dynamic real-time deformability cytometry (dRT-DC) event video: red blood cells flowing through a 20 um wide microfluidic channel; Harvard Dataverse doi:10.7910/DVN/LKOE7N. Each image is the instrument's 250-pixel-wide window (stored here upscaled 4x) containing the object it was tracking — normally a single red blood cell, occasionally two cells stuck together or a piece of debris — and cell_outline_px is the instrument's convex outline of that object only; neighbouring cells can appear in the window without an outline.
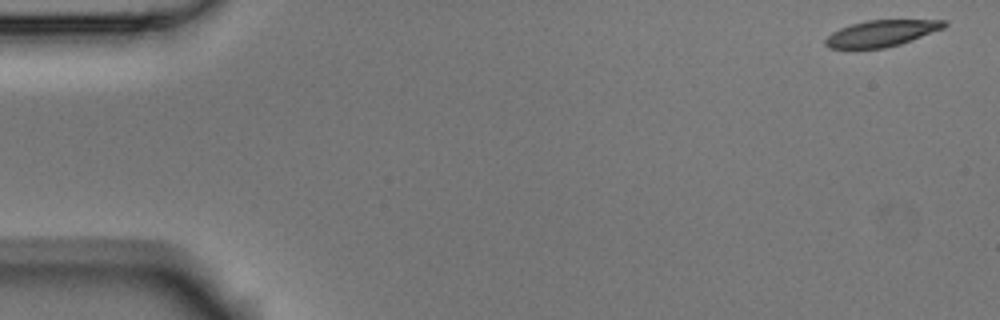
{"species": "Egyptian fruit bat (a non-hibernating species)", "species_latin": "Rousettus aegyptiacus", "temperature_condition": "room temperature", "stored_images_in_passage": 6, "segment_of_instrument_passage": [1, 2], "camera_frame_rate_fps": 3000, "um_per_image_px": 0.085, "animal": {"sex": "male"}, "frame": {"image": 1, "passage_image": 1, "time_ms": 0.0, "image_size_px": [1000, 320], "cell_outline_px": [[948, 24], [944, 28], [912, 40], [900, 44], [884, 48], [828, 48], [824, 44], [824, 40], [832, 32], [840, 28], [852, 24], [868, 20], [944, 20]], "centroid_in_image_um": [74.92, 2.83], "position_along_channel_um": 10.1, "area_um2": 18.09}}
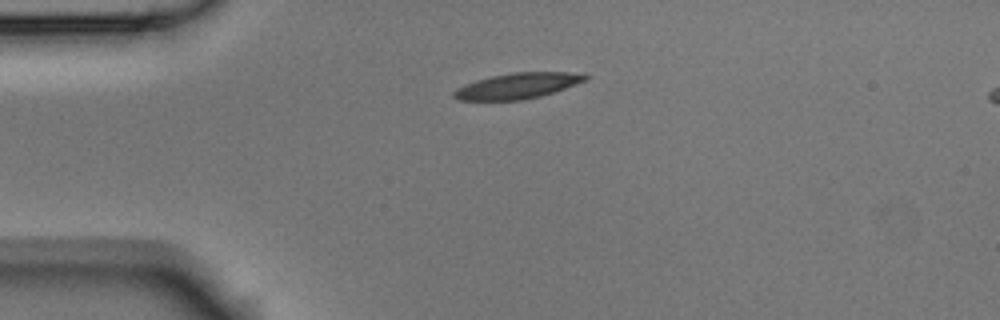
{"frame": {"image": 2, "passage_image": 4, "time_ms": 1.0, "image_size_px": [1000, 320], "cell_outline_px": [[592, 76], [588, 80], [540, 96], [524, 100], [460, 100], [452, 96], [452, 92], [456, 88], [464, 84], [476, 80], [492, 76], [512, 72], [568, 72]], "centroid_in_image_um": [43.97, 7.29], "position_along_channel_um": 41.0, "area_um2": 19.65}}